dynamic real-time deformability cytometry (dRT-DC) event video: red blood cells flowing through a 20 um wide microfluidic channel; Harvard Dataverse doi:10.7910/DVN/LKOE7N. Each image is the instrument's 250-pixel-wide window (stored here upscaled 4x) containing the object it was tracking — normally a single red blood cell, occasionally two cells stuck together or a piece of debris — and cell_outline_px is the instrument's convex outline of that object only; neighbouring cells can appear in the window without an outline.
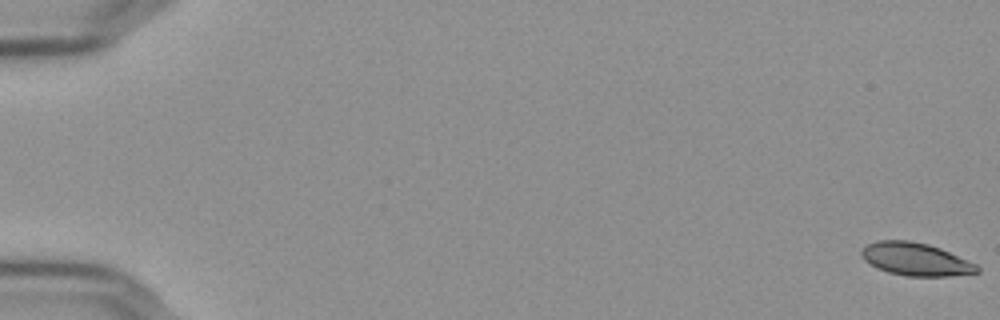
{"species": "Egyptian fruit bat (a non-hibernating species)", "species_latin": "Rousettus aegyptiacus", "temperature_condition": "cold", "stored_images_in_passage": 19, "camera_frame_rate_fps": 3000, "um_per_image_px": 0.085, "frame": {"image": 1, "passage_image": 1, "time_ms": 0.0, "image_size_px": [1000, 320], "cell_outline_px": [[980, 272], [948, 276], [908, 276], [888, 272], [876, 268], [864, 260], [860, 256], [860, 252], [868, 244], [880, 240], [908, 240], [928, 244], [940, 248], [976, 264], [980, 268]], "centroid_in_image_um": [77.81, 22.03], "position_along_channel_um": 7.2, "area_um2": 22.02}}